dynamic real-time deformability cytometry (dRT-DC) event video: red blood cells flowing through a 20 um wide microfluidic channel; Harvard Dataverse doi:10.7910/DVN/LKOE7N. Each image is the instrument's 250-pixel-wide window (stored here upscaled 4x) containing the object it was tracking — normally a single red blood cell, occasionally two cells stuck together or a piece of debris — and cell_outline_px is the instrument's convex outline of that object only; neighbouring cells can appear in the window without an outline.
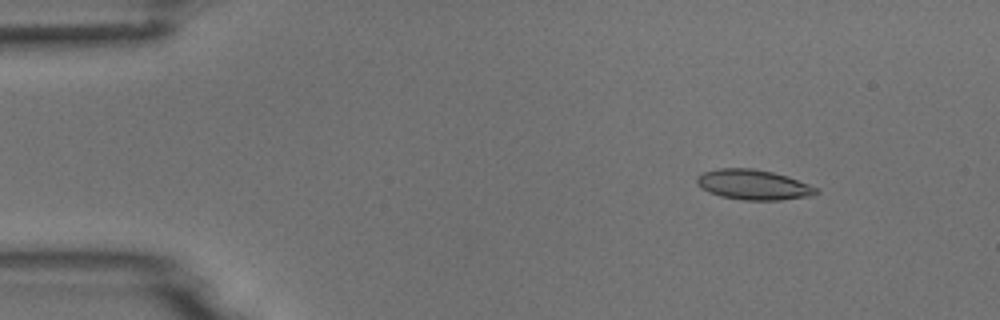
{"species": "common noctule bat (a hibernating species)", "species_latin": "Nyctalus noctula", "temperature_condition": "room temperature", "stored_images_in_passage": 6, "camera_frame_rate_fps": 3000, "um_per_image_px": 0.085, "animal": {"sex": "male", "body_mass_g": 18.8}, "frame": {"image": 1, "passage_image": 2, "time_ms": 0.333, "image_size_px": [1000, 320], "cell_outline_px": [[820, 192], [812, 196], [780, 200], [744, 200], [720, 196], [708, 192], [700, 188], [696, 184], [696, 176], [704, 172], [720, 168], [752, 168], [772, 172], [788, 176], [808, 184], [816, 188]], "centroid_in_image_um": [64.01, 15.7], "position_along_channel_um": 21.0, "area_um2": 21.04}}
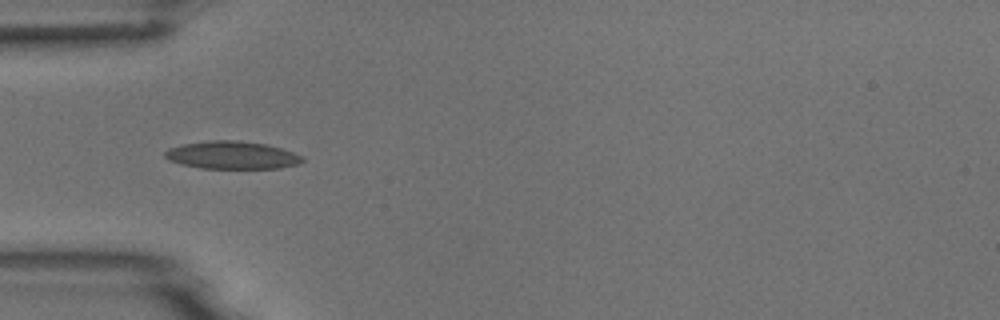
{"frame": {"image": 2, "passage_image": 5, "time_ms": 1.333, "image_size_px": [1000, 320], "cell_outline_px": [[304, 160], [300, 164], [280, 168], [200, 168], [180, 164], [168, 160], [164, 156], [164, 152], [168, 148], [184, 144], [208, 140], [240, 140], [268, 144], [304, 156]], "centroid_in_image_um": [19.72, 13.18], "position_along_channel_um": 65.3, "area_um2": 22.43}}